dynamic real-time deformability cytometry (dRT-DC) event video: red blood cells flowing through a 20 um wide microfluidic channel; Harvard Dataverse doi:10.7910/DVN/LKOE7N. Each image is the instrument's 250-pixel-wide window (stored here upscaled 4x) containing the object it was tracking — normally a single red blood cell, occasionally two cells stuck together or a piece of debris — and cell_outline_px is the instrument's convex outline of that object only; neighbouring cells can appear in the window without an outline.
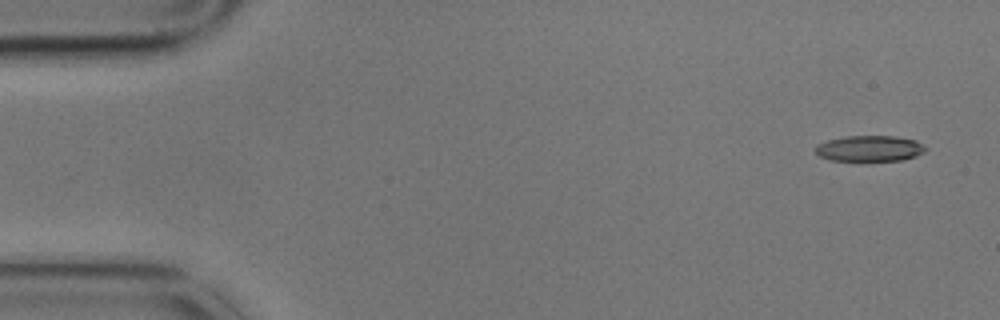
{"species": "common noctule bat (a hibernating species)", "species_latin": "Nyctalus noctula", "temperature_condition": "cold", "stored_images_in_passage": 5, "camera_frame_rate_fps": 3000, "um_per_image_px": 0.085, "animal": {"sex": "male", "body_mass_g": 17.9}, "frame": {"image": 1, "passage_image": 1, "time_ms": 0.0, "image_size_px": [1000, 320], "cell_outline_px": [[928, 148], [924, 152], [916, 156], [904, 160], [828, 160], [820, 156], [816, 152], [816, 144], [828, 140], [844, 136], [892, 136], [916, 140]], "centroid_in_image_um": [73.93, 12.61], "position_along_channel_um": 11.1, "area_um2": 16.53}}
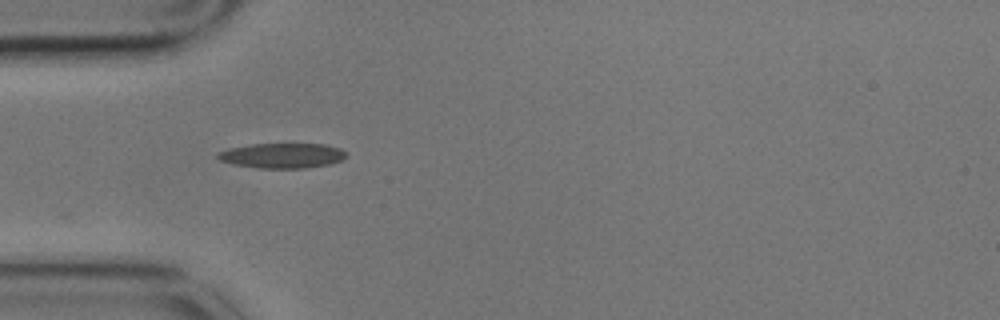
{"frame": {"image": 2, "passage_image": 3, "time_ms": 0.667, "image_size_px": [1000, 320], "cell_outline_px": [[348, 156], [340, 160], [328, 164], [304, 168], [256, 168], [236, 164], [220, 160], [216, 156], [216, 152], [228, 148], [248, 144], [324, 144], [340, 148], [348, 152]], "centroid_in_image_um": [23.98, 13.21], "position_along_channel_um": 61.0, "area_um2": 18.79}}